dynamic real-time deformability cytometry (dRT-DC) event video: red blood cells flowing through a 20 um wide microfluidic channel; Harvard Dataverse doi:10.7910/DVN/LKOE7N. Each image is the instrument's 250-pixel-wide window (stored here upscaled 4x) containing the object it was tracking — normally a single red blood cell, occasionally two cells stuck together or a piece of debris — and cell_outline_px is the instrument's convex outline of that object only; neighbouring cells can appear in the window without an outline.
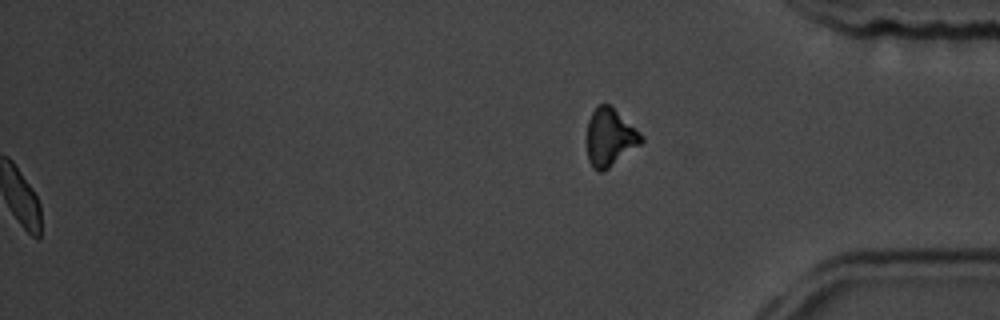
{"species": "common noctule bat (a hibernating species)", "species_latin": "Nyctalus noctula", "temperature_condition": "room temperature", "stored_images_in_passage": 57, "segment_of_instrument_passage": [2, 2], "camera_frame_rate_fps": 3000, "um_per_image_px": 0.085, "animal": {"sex": "male", "body_mass_g": 19.5, "forearm_length_mm": 54.6}, "frame": {"image": 1, "passage_image": 57, "time_ms": 18.667, "image_size_px": [1000, 320], "cell_outline_px": [[644, 140], [640, 144], [604, 172], [600, 172], [592, 168], [588, 160], [588, 120], [596, 104], [612, 104], [644, 136]], "centroid_in_image_um": [51.85, 11.65], "position_along_channel_um": 383.3, "area_um2": 18.5}}